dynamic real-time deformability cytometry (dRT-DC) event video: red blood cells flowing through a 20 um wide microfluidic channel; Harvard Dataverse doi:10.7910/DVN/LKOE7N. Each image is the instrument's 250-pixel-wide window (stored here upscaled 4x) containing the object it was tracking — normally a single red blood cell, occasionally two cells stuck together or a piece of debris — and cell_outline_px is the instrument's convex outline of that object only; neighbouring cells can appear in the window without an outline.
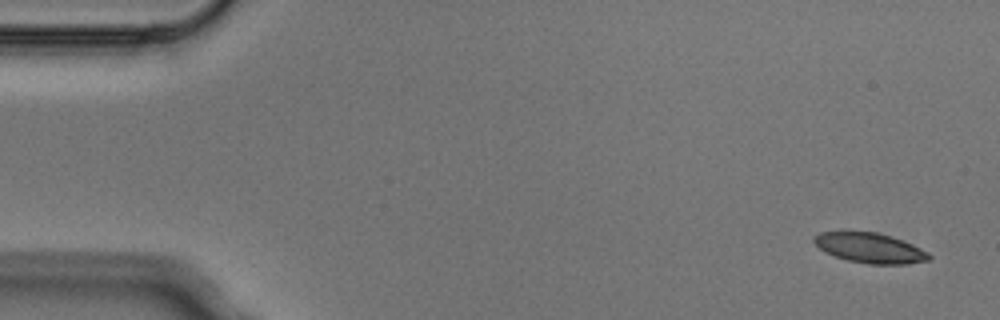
{"species": "Egyptian fruit bat (a non-hibernating species)", "species_latin": "Rousettus aegyptiacus", "temperature_condition": "cold", "stored_images_in_passage": 8, "camera_frame_rate_fps": 3000, "um_per_image_px": 0.085, "animal": {"sex": "male"}, "frame": {"image": 1, "passage_image": 1, "time_ms": 0.0, "image_size_px": [1000, 320], "cell_outline_px": [[932, 256], [928, 260], [904, 264], [868, 264], [848, 260], [824, 252], [812, 240], [812, 236], [820, 232], [876, 232], [892, 236], [912, 244], [928, 252]], "centroid_in_image_um": [73.93, 21.07], "position_along_channel_um": 11.1, "area_um2": 20.0}}
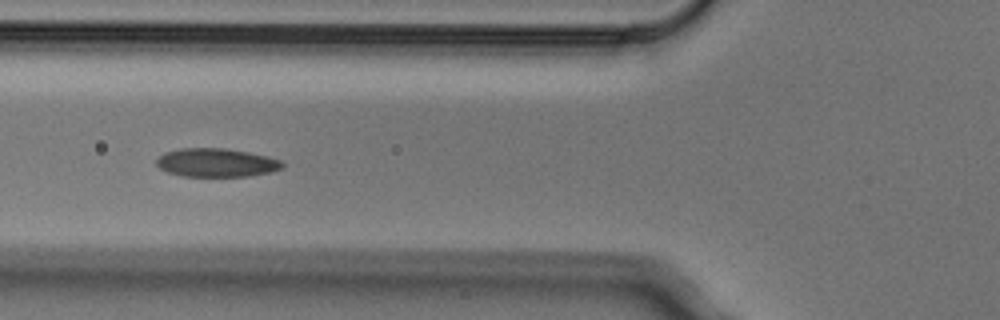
{"frame": {"image": 2, "passage_image": 6, "time_ms": 1.667, "image_size_px": [1000, 320], "cell_outline_px": [[284, 164], [280, 168], [272, 172], [248, 176], [184, 176], [168, 172], [160, 168], [156, 164], [156, 160], [164, 152], [180, 148], [224, 148], [248, 152], [268, 156], [280, 160]], "centroid_in_image_um": [18.38, 13.82], "position_along_channel_um": 107.4, "area_um2": 20.87}}
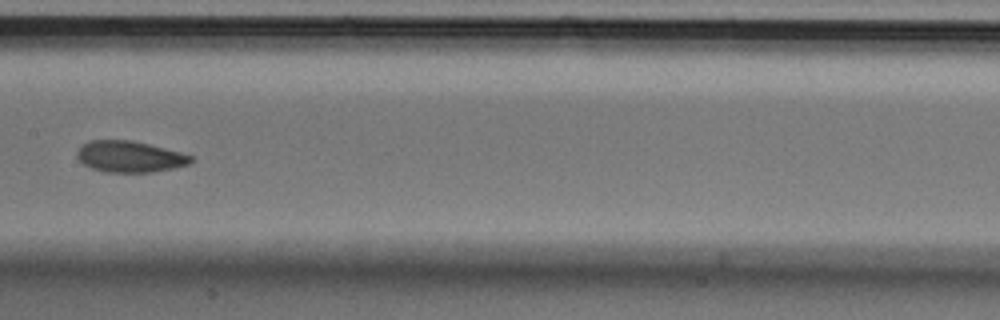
{"frame": {"image": 3, "passage_image": 8, "time_ms": 2.333, "image_size_px": [1000, 320], "cell_outline_px": [[196, 160], [188, 164], [172, 168], [152, 172], [104, 172], [92, 168], [84, 164], [76, 156], [76, 152], [84, 144], [92, 140], [132, 140], [180, 152], [192, 156]], "centroid_in_image_um": [11.04, 13.31], "position_along_channel_um": 196.4, "area_um2": 20.58}}